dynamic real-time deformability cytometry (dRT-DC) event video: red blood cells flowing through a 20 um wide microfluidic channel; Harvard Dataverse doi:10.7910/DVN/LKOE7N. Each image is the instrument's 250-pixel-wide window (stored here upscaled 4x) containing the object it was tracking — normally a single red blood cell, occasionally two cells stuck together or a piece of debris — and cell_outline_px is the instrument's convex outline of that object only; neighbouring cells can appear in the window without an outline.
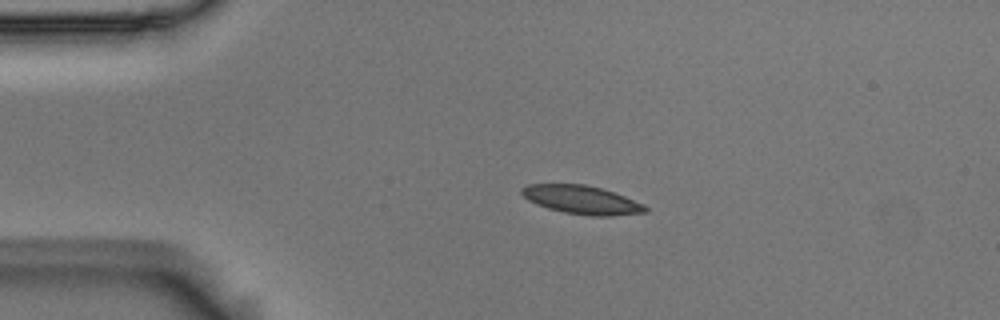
{"species": "Egyptian fruit bat (a non-hibernating species)", "species_latin": "Rousettus aegyptiacus", "temperature_condition": "room temperature", "stored_images_in_passage": 5, "camera_frame_rate_fps": 3000, "um_per_image_px": 0.085, "animal": {"sex": "male"}, "frame": {"image": 1, "passage_image": 4, "time_ms": 1.0, "image_size_px": [1000, 320], "cell_outline_px": [[648, 212], [608, 216], [588, 216], [564, 212], [548, 208], [536, 204], [528, 200], [520, 192], [520, 188], [528, 184], [584, 184], [600, 188], [624, 196], [644, 204], [648, 208]], "centroid_in_image_um": [49.43, 16.99], "position_along_channel_um": 35.6, "area_um2": 20.46}}